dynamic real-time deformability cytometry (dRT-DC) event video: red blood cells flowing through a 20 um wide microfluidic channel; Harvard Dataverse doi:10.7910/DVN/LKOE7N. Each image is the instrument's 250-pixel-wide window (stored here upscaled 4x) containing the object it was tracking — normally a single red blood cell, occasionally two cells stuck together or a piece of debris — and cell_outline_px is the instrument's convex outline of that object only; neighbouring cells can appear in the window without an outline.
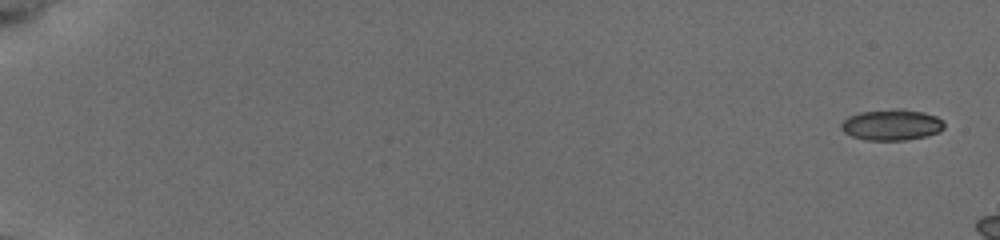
{"species": "common noctule bat (a hibernating species)", "species_latin": "Nyctalus noctula", "temperature_condition": "cold", "stored_images_in_passage": 7, "camera_frame_rate_fps": 3000, "um_per_image_px": 0.085, "animal": {"sex": "female", "body_mass_g": 19.5, "forearm_length_mm": 54.1}, "frame": {"image": 1, "passage_image": 1, "time_ms": 0.0, "image_size_px": [1000, 240], "cell_outline_px": [[944, 128], [940, 132], [924, 136], [904, 140], [864, 140], [852, 136], [844, 132], [840, 128], [840, 124], [848, 116], [860, 112], [896, 108], [900, 108], [924, 112], [936, 116], [944, 120]], "centroid_in_image_um": [75.79, 10.6], "position_along_channel_um": 9.2, "area_um2": 18.79}}